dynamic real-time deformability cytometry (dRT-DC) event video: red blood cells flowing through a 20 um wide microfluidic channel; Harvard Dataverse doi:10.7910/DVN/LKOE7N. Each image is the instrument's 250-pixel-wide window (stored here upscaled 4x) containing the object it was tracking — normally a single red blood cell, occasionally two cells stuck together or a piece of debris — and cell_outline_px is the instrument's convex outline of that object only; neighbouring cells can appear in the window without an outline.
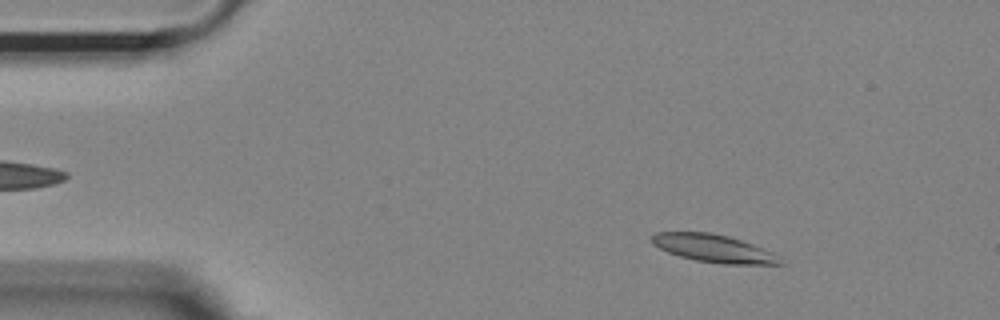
{"species": "Egyptian fruit bat (a non-hibernating species)", "species_latin": "Rousettus aegyptiacus", "temperature_condition": "room temperature", "stored_images_in_passage": 53, "camera_frame_rate_fps": 3000, "um_per_image_px": 0.085, "animal": {"sex": "female"}, "frame": {"image": 1, "passage_image": 7, "time_ms": 2.0, "image_size_px": [1000, 320], "cell_outline_px": [[784, 264], [724, 264], [696, 260], [680, 256], [668, 252], [652, 244], [648, 240], [648, 236], [656, 232], [708, 232], [728, 236], [752, 244], [772, 252], [780, 256]], "centroid_in_image_um": [60.61, 21.1], "position_along_channel_um": 24.4, "area_um2": 20.81}}
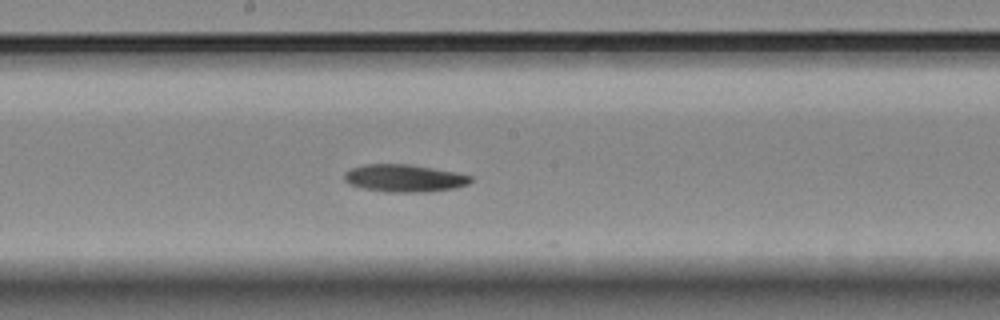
{"frame": {"image": 2, "passage_image": 28, "time_ms": 9.0, "image_size_px": [1000, 320], "cell_outline_px": [[472, 180], [468, 184], [456, 188], [428, 192], [384, 192], [364, 188], [348, 184], [344, 180], [344, 172], [352, 168], [364, 164], [412, 164], [456, 172], [472, 176]], "centroid_in_image_um": [34.37, 15.14], "position_along_channel_um": 213.8, "area_um2": 20.46}}
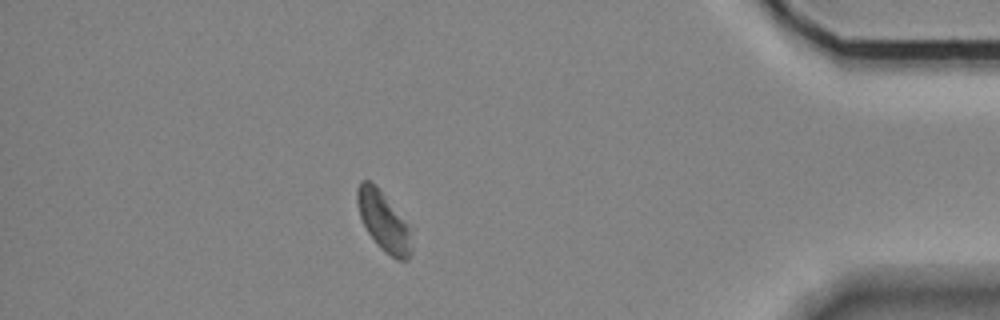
{"frame": {"image": 3, "passage_image": 47, "time_ms": 15.333, "image_size_px": [1000, 320], "cell_outline_px": [[412, 252], [408, 260], [396, 260], [384, 252], [376, 244], [368, 232], [360, 216], [356, 204], [356, 188], [360, 180], [368, 180], [376, 184], [408, 224]], "centroid_in_image_um": [32.58, 18.8], "position_along_channel_um": 402.6, "area_um2": 18.96}}